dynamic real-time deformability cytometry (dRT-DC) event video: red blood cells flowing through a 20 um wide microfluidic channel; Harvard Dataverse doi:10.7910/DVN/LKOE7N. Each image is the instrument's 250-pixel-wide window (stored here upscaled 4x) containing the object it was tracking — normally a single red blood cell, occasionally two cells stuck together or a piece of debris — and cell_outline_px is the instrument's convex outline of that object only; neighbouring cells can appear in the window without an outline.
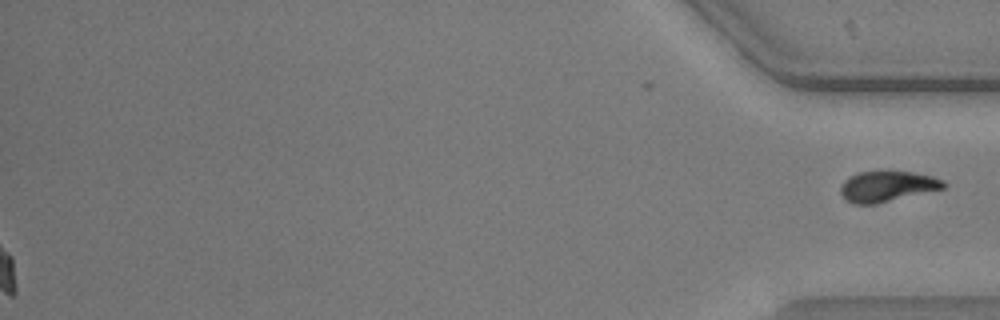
{"species": "common noctule bat (a hibernating species)", "species_latin": "Nyctalus noctula", "temperature_condition": "warm", "stored_images_in_passage": 46, "segment_of_instrument_passage": [2, 2], "camera_frame_rate_fps": 3000, "um_per_image_px": 0.085, "animal": {"sex": "male", "body_mass_g": 20.5, "forearm_length_mm": 52.5}, "frame": {"image": 1, "passage_image": 46, "time_ms": 15.0, "image_size_px": [1000, 320], "cell_outline_px": [[948, 184], [944, 188], [876, 204], [852, 204], [844, 200], [840, 192], [840, 188], [844, 180], [860, 172], [912, 172], [932, 176], [944, 180]], "centroid_in_image_um": [75.41, 15.86], "position_along_channel_um": 359.8, "area_um2": 18.26}}